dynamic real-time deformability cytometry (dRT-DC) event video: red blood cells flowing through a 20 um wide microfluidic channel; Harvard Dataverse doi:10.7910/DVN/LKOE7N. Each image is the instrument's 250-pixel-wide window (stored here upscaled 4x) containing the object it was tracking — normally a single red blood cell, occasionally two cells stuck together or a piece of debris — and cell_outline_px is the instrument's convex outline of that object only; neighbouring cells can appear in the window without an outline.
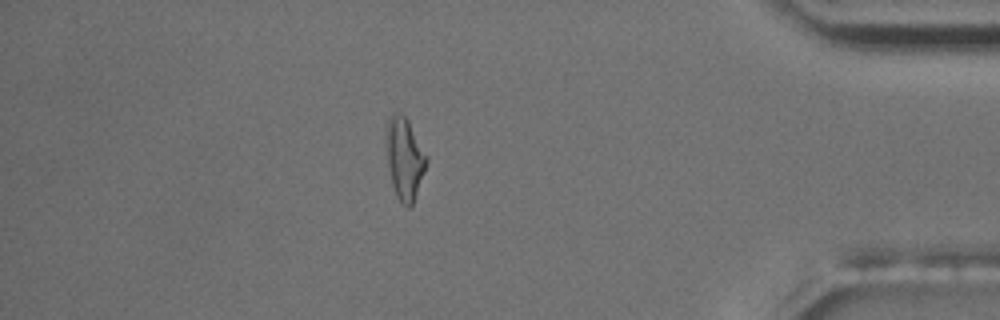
{"species": "common noctule bat (a hibernating species)", "species_latin": "Nyctalus noctula", "temperature_condition": "room temperature", "stored_images_in_passage": 17, "camera_frame_rate_fps": 3000, "um_per_image_px": 0.085, "animal": {"sex": "male", "body_mass_g": 17.5, "forearm_length_mm": 52.3}, "frame": {"image": 1, "passage_image": 15, "time_ms": 16.333, "image_size_px": [1000, 320], "cell_outline_px": [[428, 160], [424, 172], [412, 204], [408, 208], [396, 196], [392, 184], [384, 144], [384, 132], [388, 116], [392, 112], [396, 112], [404, 116], [408, 120], [428, 156]], "centroid_in_image_um": [34.35, 13.39], "position_along_channel_um": 400.8, "area_um2": 19.48}, "authors_computed_cell_mechanics": {"area_um2": 17.051, "velocity_mm_per_s": 3.5297, "shape_relaxation_time_tau1_ms": 5.6858, "shape_relaxation_time_tau2_ms": 2.1364, "deformation_change_tau1": 0.161, "deformation_change_tau2": 0.1032}}